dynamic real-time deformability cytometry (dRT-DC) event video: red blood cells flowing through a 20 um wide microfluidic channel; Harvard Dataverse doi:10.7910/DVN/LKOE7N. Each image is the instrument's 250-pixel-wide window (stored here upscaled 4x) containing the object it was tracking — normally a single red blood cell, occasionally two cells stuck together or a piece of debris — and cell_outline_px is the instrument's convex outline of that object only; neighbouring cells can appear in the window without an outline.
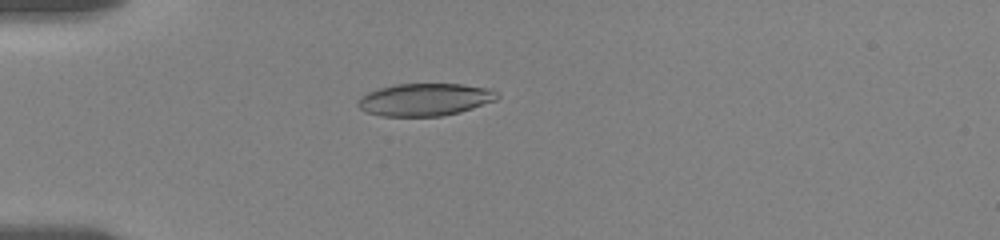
{"species": "human", "species_latin": "Homo sapiens", "temperature_condition": "room temperature", "stored_images_in_passage": 38, "camera_frame_rate_fps": 3000, "um_per_image_px": 0.085, "donor": {"sex": "female"}, "frame": {"image": 1, "passage_image": 8, "time_ms": 5.333, "image_size_px": [1000, 240], "cell_outline_px": [[500, 96], [496, 100], [460, 112], [440, 116], [380, 116], [364, 112], [356, 104], [360, 96], [368, 92], [380, 88], [396, 84], [464, 84], [492, 88]], "centroid_in_image_um": [36.11, 8.46], "position_along_channel_um": 48.9, "area_um2": 26.53}}
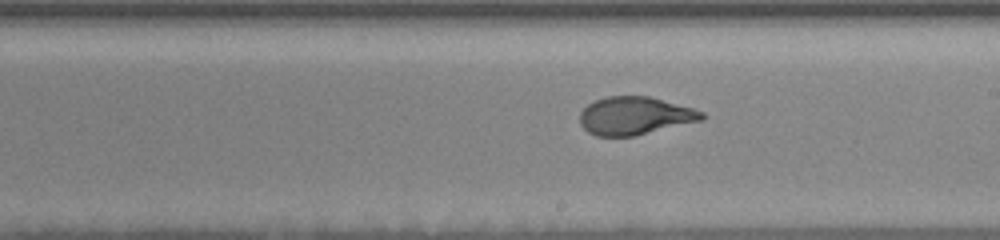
{"frame": {"image": 2, "passage_image": 22, "time_ms": 11.0, "image_size_px": [1000, 240], "cell_outline_px": [[704, 120], [632, 136], [596, 136], [588, 132], [580, 124], [580, 112], [588, 104], [596, 100], [608, 96], [648, 96], [692, 108], [704, 112]], "centroid_in_image_um": [53.95, 9.84], "position_along_channel_um": 235.1, "area_um2": 26.76}}
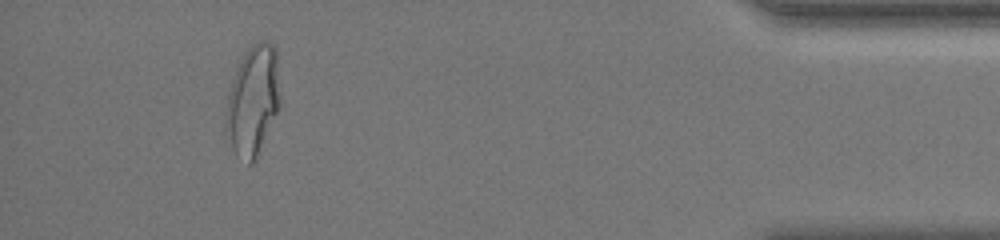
{"frame": {"image": 3, "passage_image": 36, "time_ms": 17.333, "image_size_px": [1000, 240], "cell_outline_px": [[280, 108], [252, 164], [248, 164], [236, 152], [232, 144], [224, 120], [228, 96], [232, 80], [236, 68], [244, 52], [252, 44], [260, 40], [264, 40], [272, 44], [276, 48], [280, 100]], "centroid_in_image_um": [21.52, 8.47], "position_along_channel_um": 413.7, "area_um2": 34.33}, "authors_computed_cell_mechanics": {"area_um2": 27.4261, "velocity_mm_per_s": 3.6336, "shape_relaxation_time_tau1_ms": 5.6149, "shape_relaxation_time_tau2_ms": 0.6642, "deformation_change_tau1": 0.2194, "deformation_change_tau2": 0.0689}}